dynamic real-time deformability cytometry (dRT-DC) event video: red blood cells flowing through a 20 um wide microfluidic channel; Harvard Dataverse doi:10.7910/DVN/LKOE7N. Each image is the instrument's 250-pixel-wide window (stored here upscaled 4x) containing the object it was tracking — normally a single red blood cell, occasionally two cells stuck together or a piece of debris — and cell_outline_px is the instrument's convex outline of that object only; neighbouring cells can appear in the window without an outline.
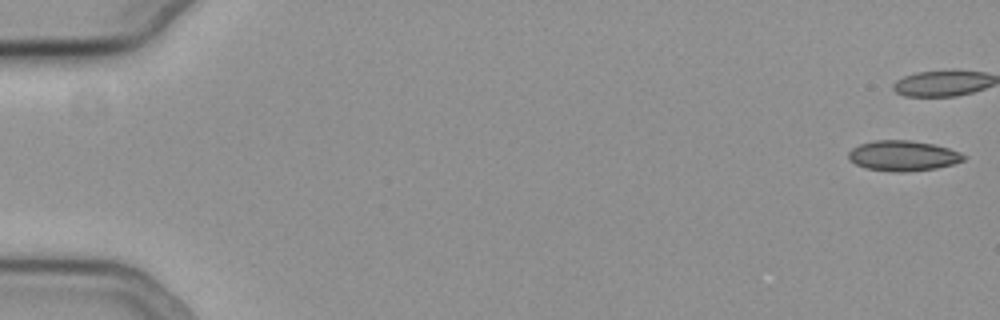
{"species": "common noctule bat (a hibernating species)", "species_latin": "Nyctalus noctula", "temperature_condition": "cold", "stored_images_in_passage": 29, "camera_frame_rate_fps": 3000, "um_per_image_px": 0.085, "animal": {"sex": "female", "body_mass_g": 19.3, "forearm_length_mm": 54.1}, "frame": {"image": 1, "passage_image": 1, "time_ms": 0.0, "image_size_px": [1000, 320], "cell_outline_px": [[968, 156], [964, 160], [952, 164], [936, 168], [904, 172], [896, 172], [864, 168], [848, 160], [848, 152], [852, 148], [860, 144], [872, 140], [912, 140], [932, 144], [948, 148], [960, 152]], "centroid_in_image_um": [76.74, 13.23], "position_along_channel_um": 8.3, "area_um2": 20.46}}